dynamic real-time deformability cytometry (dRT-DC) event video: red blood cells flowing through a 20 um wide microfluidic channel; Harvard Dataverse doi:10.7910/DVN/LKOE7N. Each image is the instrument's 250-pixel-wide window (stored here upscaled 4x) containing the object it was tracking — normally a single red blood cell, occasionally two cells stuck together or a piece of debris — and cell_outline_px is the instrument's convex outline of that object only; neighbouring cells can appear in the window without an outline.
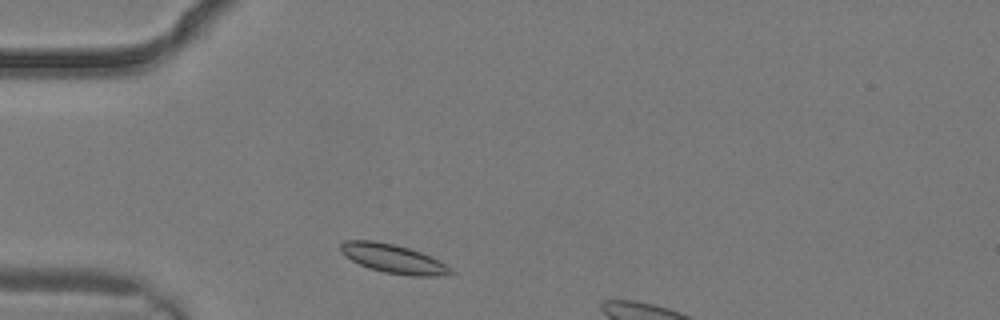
{"species": "common noctule bat (a hibernating species)", "species_latin": "Nyctalus noctula", "temperature_condition": "warm", "stored_images_in_passage": 2, "camera_frame_rate_fps": 3000, "um_per_image_px": 0.085, "animal": {"sex": "male", "body_mass_g": 19.2, "forearm_length_mm": 51.8}, "frame": {"image": 1, "passage_image": 1, "time_ms": 0.0, "image_size_px": [1000, 320], "cell_outline_px": [[456, 272], [436, 276], [412, 276], [384, 272], [360, 264], [352, 260], [340, 248], [340, 244], [344, 240], [372, 240], [392, 244], [408, 248], [420, 252], [452, 268]], "centroid_in_image_um": [33.44, 21.99], "position_along_channel_um": 51.6, "area_um2": 17.98}}